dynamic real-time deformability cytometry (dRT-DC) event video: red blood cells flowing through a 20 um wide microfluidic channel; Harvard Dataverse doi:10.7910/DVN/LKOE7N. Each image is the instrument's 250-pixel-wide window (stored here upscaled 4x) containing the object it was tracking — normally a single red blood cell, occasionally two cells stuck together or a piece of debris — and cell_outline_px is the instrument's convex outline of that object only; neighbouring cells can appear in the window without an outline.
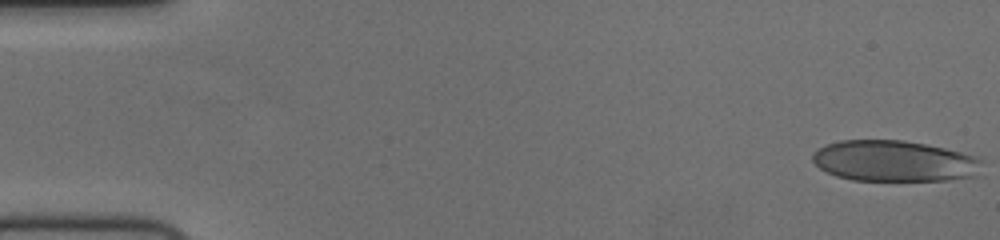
{"species": "human", "species_latin": "Homo sapiens", "temperature_condition": "cold", "stored_images_in_passage": 55, "camera_frame_rate_fps": 3000, "um_per_image_px": 0.085, "donor": {"sex": "female"}, "frame": {"image": 1, "passage_image": 1, "time_ms": 0.0, "image_size_px": [1000, 240], "cell_outline_px": [[984, 160], [972, 176], [948, 180], [852, 180], [836, 176], [820, 168], [812, 160], [812, 156], [820, 148], [828, 144], [840, 140], [904, 140], [944, 148], [960, 152]], "centroid_in_image_um": [75.98, 13.68], "position_along_channel_um": 9.0, "area_um2": 39.94}}
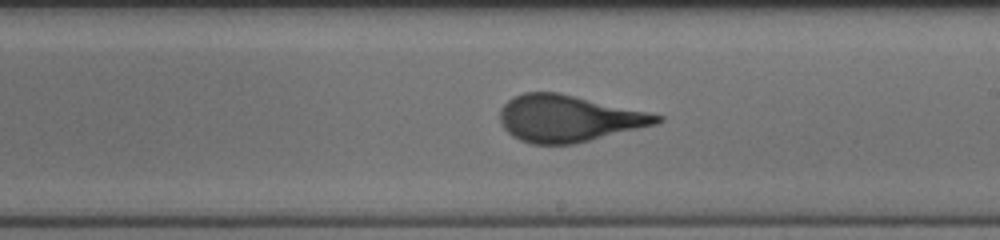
{"frame": {"image": 2, "passage_image": 32, "time_ms": 10.333, "image_size_px": [1000, 240], "cell_outline_px": [[664, 120], [656, 124], [572, 144], [532, 144], [520, 140], [512, 136], [504, 128], [500, 120], [500, 108], [512, 96], [524, 92], [560, 92], [648, 112], [664, 116]], "centroid_in_image_um": [48.29, 10.05], "position_along_channel_um": 240.7, "area_um2": 42.54}}
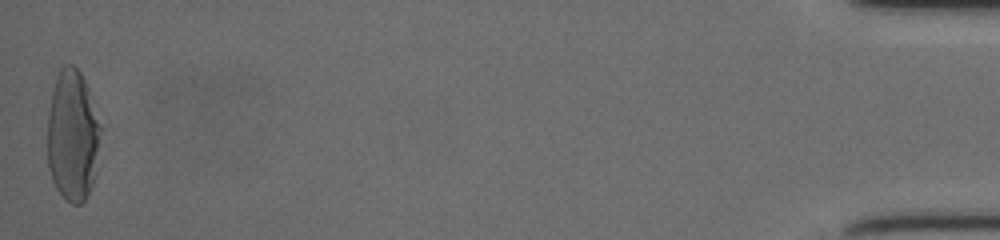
{"frame": {"image": 3, "passage_image": 55, "time_ms": 18.0, "image_size_px": [1000, 240], "cell_outline_px": [[104, 128], [96, 172], [88, 196], [80, 204], [72, 204], [56, 188], [52, 180], [48, 168], [48, 112], [52, 92], [56, 76], [60, 68], [64, 64], [72, 64], [80, 72], [88, 88]], "centroid_in_image_um": [6.22, 11.52], "position_along_channel_um": 429.0, "area_um2": 41.56}, "authors_computed_cell_mechanics": {"area_um2": 41.7894, "velocity_mm_per_s": 3.732, "shape_relaxation_time_tau1_ms": 4.5533, "shape_relaxation_time_tau2_ms": null, "deformation_change_tau1": 0.1923, "deformation_change_tau2": null}}